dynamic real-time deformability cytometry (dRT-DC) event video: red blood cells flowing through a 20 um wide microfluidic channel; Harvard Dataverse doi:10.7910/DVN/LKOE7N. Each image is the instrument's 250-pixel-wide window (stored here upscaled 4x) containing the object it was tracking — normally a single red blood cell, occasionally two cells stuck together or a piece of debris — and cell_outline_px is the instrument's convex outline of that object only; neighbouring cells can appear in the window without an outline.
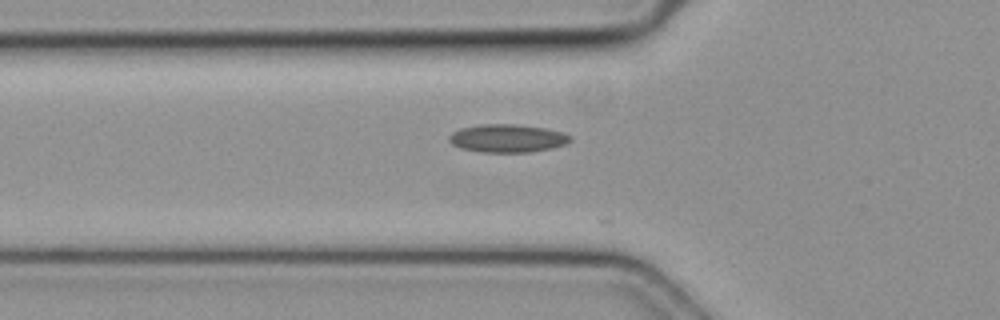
{"species": "common noctule bat (a hibernating species)", "species_latin": "Nyctalus noctula", "temperature_condition": "cold", "stored_images_in_passage": 25, "camera_frame_rate_fps": 3000, "um_per_image_px": 0.085, "animal": {"sex": "female", "body_mass_g": 19.3, "forearm_length_mm": 54.1}, "frame": {"image": 1, "passage_image": 3, "time_ms": 0.667, "image_size_px": [1000, 320], "cell_outline_px": [[572, 140], [568, 144], [552, 148], [528, 152], [480, 152], [460, 148], [452, 144], [448, 140], [448, 136], [452, 132], [460, 128], [480, 124], [516, 124], [544, 128], [560, 132], [572, 136]], "centroid_in_image_um": [43.11, 11.76], "position_along_channel_um": 82.7, "area_um2": 19.94}}
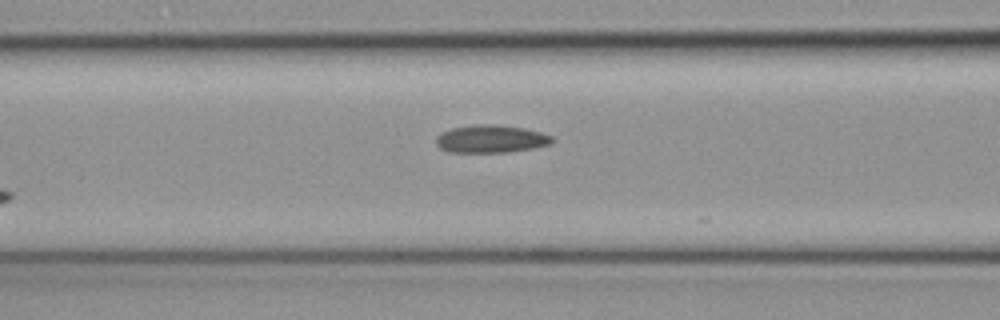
{"frame": {"image": 2, "passage_image": 6, "time_ms": 1.667, "image_size_px": [1000, 320], "cell_outline_px": [[552, 144], [532, 148], [508, 152], [448, 152], [440, 148], [436, 144], [436, 136], [452, 128], [484, 124], [524, 128], [540, 132], [552, 136]], "centroid_in_image_um": [41.73, 11.82], "position_along_channel_um": 124.9, "area_um2": 18.44}}